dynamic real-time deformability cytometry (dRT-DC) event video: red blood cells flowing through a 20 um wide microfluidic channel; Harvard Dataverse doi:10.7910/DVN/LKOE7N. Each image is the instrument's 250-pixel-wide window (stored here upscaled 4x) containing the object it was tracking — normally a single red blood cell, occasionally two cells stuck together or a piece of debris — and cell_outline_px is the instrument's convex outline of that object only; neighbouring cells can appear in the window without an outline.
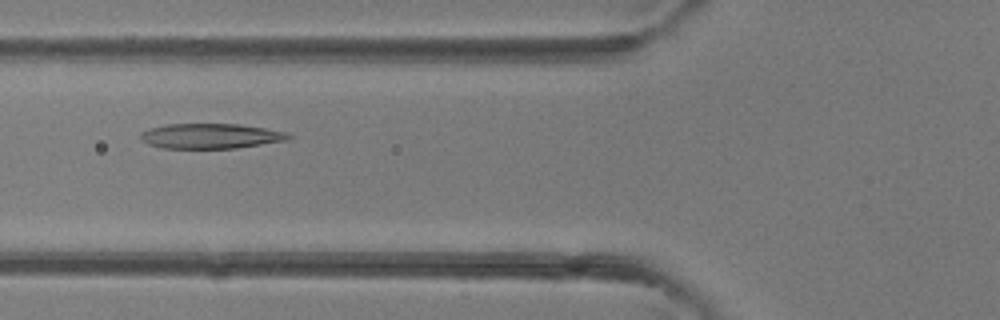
{"species": "common noctule bat (a hibernating species)", "species_latin": "Nyctalus noctula", "temperature_condition": "room temperature", "stored_images_in_passage": 39, "camera_frame_rate_fps": 3000, "um_per_image_px": 0.085, "animal": {"sex": "female"}, "frame": {"image": 1, "passage_image": 14, "time_ms": 4.333, "image_size_px": [1000, 320], "cell_outline_px": [[292, 136], [288, 140], [236, 148], [164, 148], [148, 144], [140, 140], [140, 132], [164, 124], [240, 124], [264, 128], [284, 132]], "centroid_in_image_um": [17.87, 11.56], "position_along_channel_um": 107.9, "area_um2": 21.5}}
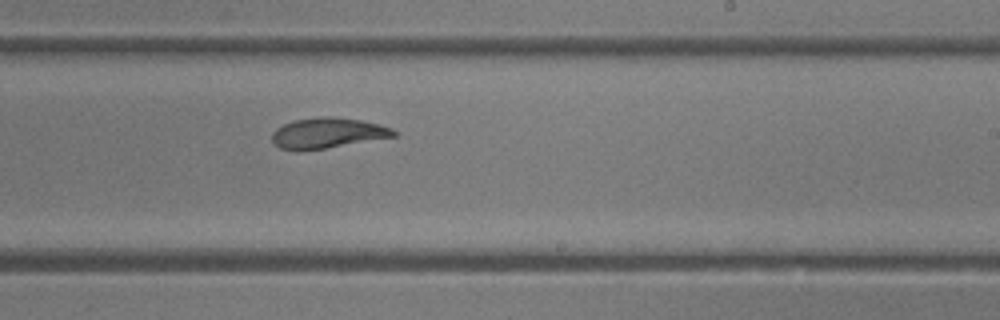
{"frame": {"image": 2, "passage_image": 23, "time_ms": 7.333, "image_size_px": [1000, 320], "cell_outline_px": [[396, 136], [300, 152], [296, 152], [280, 148], [272, 140], [272, 132], [276, 128], [284, 124], [296, 120], [320, 116], [328, 116], [360, 120], [380, 124], [392, 128], [396, 132]], "centroid_in_image_um": [27.81, 11.32], "position_along_channel_um": 261.2, "area_um2": 21.56}}
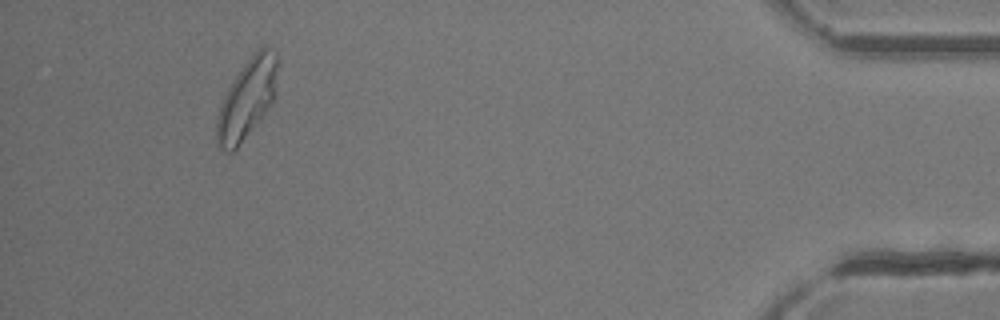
{"frame": {"image": 3, "passage_image": 36, "time_ms": 11.667, "image_size_px": [1000, 320], "cell_outline_px": [[276, 68], [272, 100], [268, 108], [236, 148], [232, 152], [228, 152], [220, 148], [216, 140], [216, 116], [224, 96], [232, 80], [244, 64], [260, 48], [268, 48], [276, 52]], "centroid_in_image_um": [20.93, 8.44], "position_along_channel_um": 414.3, "area_um2": 26.99}}